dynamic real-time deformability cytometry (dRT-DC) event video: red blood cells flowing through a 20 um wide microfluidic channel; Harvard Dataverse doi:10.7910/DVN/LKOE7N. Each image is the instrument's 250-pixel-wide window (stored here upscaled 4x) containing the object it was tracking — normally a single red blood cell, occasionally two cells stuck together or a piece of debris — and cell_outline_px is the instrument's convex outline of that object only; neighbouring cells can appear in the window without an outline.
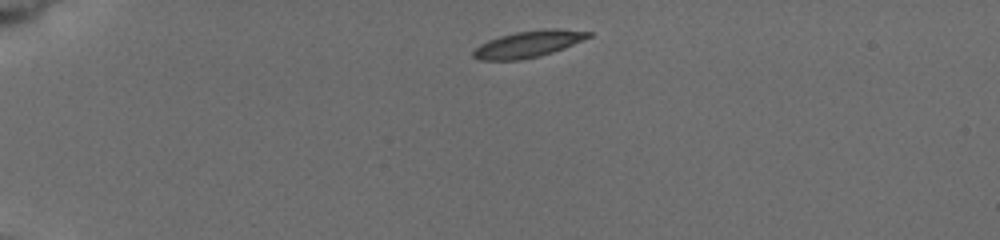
{"species": "common noctule bat (a hibernating species)", "species_latin": "Nyctalus noctula", "temperature_condition": "cold", "stored_images_in_passage": 2, "camera_frame_rate_fps": 3000, "um_per_image_px": 0.085, "animal": {"sex": "female", "body_mass_g": 19.5, "forearm_length_mm": 54.1}, "frame": {"image": 1, "passage_image": 1, "time_ms": 0.0, "image_size_px": [1000, 240], "cell_outline_px": [[592, 36], [564, 48], [540, 56], [520, 60], [480, 60], [472, 56], [472, 52], [480, 44], [488, 40], [500, 36], [516, 32], [544, 28], [556, 28], [592, 32]], "centroid_in_image_um": [44.91, 3.74], "position_along_channel_um": 40.1, "area_um2": 17.86}}